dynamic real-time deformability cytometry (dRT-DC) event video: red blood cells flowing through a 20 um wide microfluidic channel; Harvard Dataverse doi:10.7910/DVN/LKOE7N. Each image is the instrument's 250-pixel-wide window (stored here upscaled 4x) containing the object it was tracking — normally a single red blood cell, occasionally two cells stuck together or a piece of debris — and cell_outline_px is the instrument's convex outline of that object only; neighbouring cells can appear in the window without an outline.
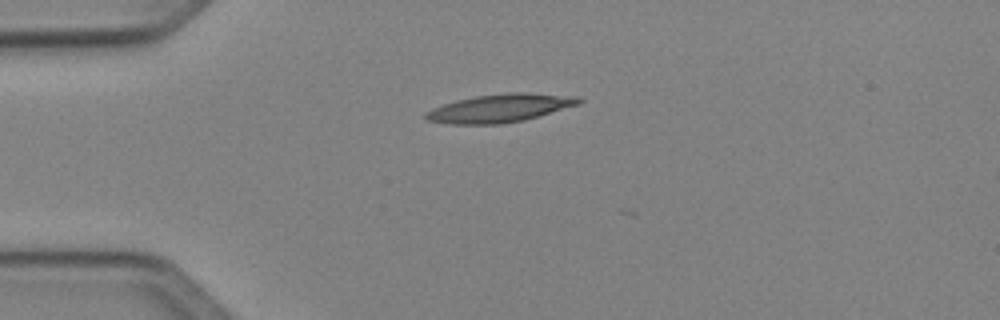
{"species": "Egyptian fruit bat (a non-hibernating species)", "species_latin": "Rousettus aegyptiacus", "temperature_condition": "cold", "stored_images_in_passage": 5, "camera_frame_rate_fps": 3000, "um_per_image_px": 0.085, "animal": {"sex": "female"}, "frame": {"image": 1, "passage_image": 1, "time_ms": 0.0, "image_size_px": [1000, 320], "cell_outline_px": [[584, 100], [580, 104], [524, 120], [500, 124], [452, 124], [428, 120], [424, 116], [424, 112], [432, 108], [456, 100], [476, 96], [508, 92], [528, 92], [580, 96]], "centroid_in_image_um": [42.54, 9.18], "position_along_channel_um": 42.5, "area_um2": 25.26}}